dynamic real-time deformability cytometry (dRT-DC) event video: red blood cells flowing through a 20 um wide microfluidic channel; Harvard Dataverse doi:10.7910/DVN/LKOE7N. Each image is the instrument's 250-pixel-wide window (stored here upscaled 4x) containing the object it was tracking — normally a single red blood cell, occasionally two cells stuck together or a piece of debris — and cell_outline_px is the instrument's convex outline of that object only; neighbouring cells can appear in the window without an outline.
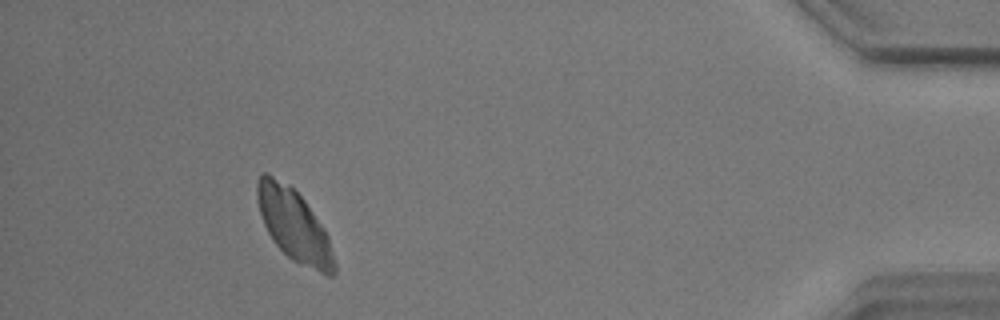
{"species": "common noctule bat (a hibernating species)", "species_latin": "Nyctalus noctula", "temperature_condition": "warm", "stored_images_in_passage": 57, "camera_frame_rate_fps": 3000, "um_per_image_px": 0.085, "animal": {"sex": "male", "body_mass_g": 17.9}, "frame": {"image": 1, "passage_image": 52, "time_ms": 17.0, "image_size_px": [1000, 320], "cell_outline_px": [[336, 272], [332, 276], [328, 276], [300, 264], [292, 260], [272, 240], [264, 224], [260, 212], [256, 196], [256, 184], [260, 172], [268, 172], [288, 184], [304, 200], [324, 228], [328, 236], [336, 264]], "centroid_in_image_um": [24.98, 19.13], "position_along_channel_um": 410.2, "area_um2": 32.31}}